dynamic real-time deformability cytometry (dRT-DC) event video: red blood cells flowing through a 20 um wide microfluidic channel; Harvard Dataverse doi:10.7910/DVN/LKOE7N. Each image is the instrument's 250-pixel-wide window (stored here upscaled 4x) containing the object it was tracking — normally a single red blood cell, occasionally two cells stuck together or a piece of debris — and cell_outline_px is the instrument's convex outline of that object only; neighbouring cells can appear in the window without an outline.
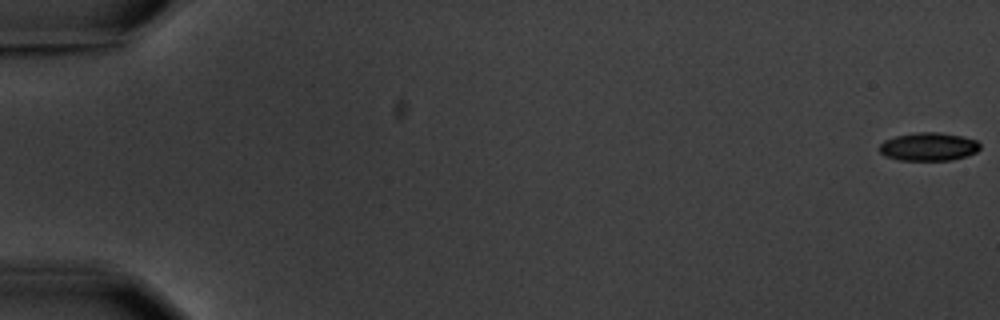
{"species": "common noctule bat (a hibernating species)", "species_latin": "Nyctalus noctula", "temperature_condition": "warm", "stored_images_in_passage": 6, "camera_frame_rate_fps": 3000, "um_per_image_px": 0.085, "animal": {"sex": "male", "body_mass_g": 20.1, "forearm_length_mm": 53.5}, "frame": {"image": 1, "passage_image": 1, "time_ms": 0.0, "image_size_px": [1000, 320], "cell_outline_px": [[980, 148], [976, 152], [952, 160], [900, 160], [884, 156], [880, 152], [880, 144], [884, 140], [896, 136], [916, 132], [940, 132], [960, 136], [976, 140], [980, 144]], "centroid_in_image_um": [78.91, 12.46], "position_along_channel_um": 6.1, "area_um2": 16.47}}
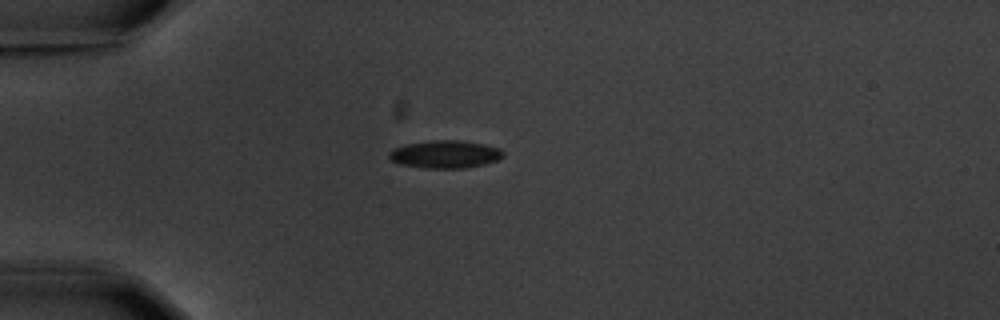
{"frame": {"image": 2, "passage_image": 5, "time_ms": 5.333, "image_size_px": [1000, 320], "cell_outline_px": [[504, 156], [496, 160], [484, 164], [464, 168], [424, 168], [400, 164], [392, 160], [388, 156], [388, 152], [392, 148], [408, 144], [432, 140], [456, 140], [484, 144], [500, 148], [504, 152]], "centroid_in_image_um": [37.83, 13.11], "position_along_channel_um": 47.2, "area_um2": 18.38}}